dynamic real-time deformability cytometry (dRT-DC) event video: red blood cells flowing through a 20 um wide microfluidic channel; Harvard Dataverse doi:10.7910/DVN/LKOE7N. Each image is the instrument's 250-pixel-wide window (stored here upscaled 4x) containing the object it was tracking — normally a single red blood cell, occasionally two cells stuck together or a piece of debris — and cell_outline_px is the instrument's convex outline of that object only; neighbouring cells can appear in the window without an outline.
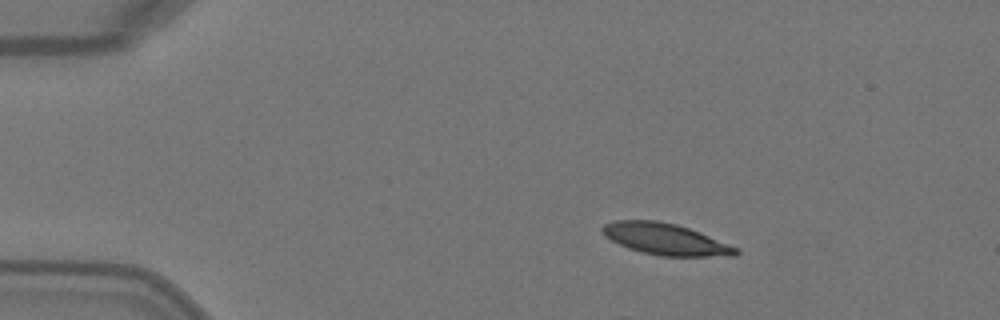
{"species": "Egyptian fruit bat (a non-hibernating species)", "species_latin": "Rousettus aegyptiacus", "temperature_condition": "warm", "stored_images_in_passage": 3, "camera_frame_rate_fps": 3000, "um_per_image_px": 0.085, "animal": {"sex": "female"}, "frame": {"image": 1, "passage_image": 2, "time_ms": 0.333, "image_size_px": [1000, 320], "cell_outline_px": [[740, 252], [736, 256], [660, 256], [640, 252], [628, 248], [604, 236], [600, 228], [604, 224], [616, 220], [656, 220], [676, 224], [700, 232], [740, 248]], "centroid_in_image_um": [56.59, 20.33], "position_along_channel_um": 28.4, "area_um2": 24.62}}